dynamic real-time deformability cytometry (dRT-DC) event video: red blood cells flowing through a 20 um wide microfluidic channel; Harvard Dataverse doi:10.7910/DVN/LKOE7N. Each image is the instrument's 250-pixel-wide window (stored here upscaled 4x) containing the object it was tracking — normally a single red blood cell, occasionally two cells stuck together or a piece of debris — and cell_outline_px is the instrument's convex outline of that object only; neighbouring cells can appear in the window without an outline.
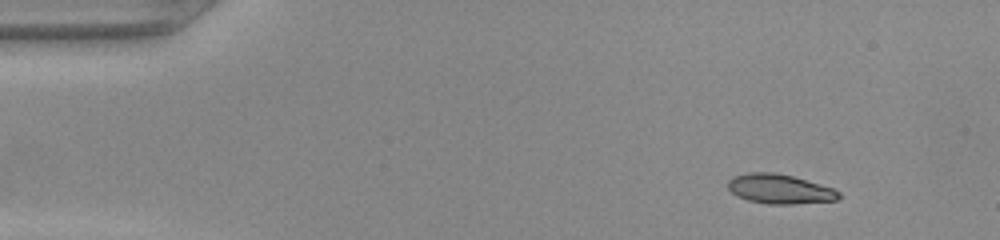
{"species": "common noctule bat (a hibernating species)", "species_latin": "Nyctalus noctula", "temperature_condition": "warm", "stored_images_in_passage": 45, "camera_frame_rate_fps": 3000, "um_per_image_px": 0.085, "animal": {"sex": "female", "body_mass_g": 22.0, "forearm_length_mm": 56.7}, "frame": {"image": 1, "passage_image": 1, "time_ms": 0.0, "image_size_px": [1000, 240], "cell_outline_px": [[840, 196], [836, 200], [792, 204], [768, 204], [748, 200], [736, 196], [728, 188], [728, 180], [732, 176], [748, 172], [772, 172], [792, 176], [832, 188], [840, 192]], "centroid_in_image_um": [66.22, 16.06], "position_along_channel_um": 18.8, "area_um2": 18.96}}
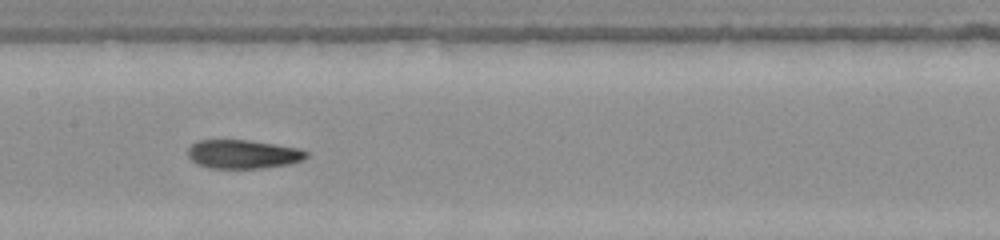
{"frame": {"image": 2, "passage_image": 20, "time_ms": 6.333, "image_size_px": [1000, 240], "cell_outline_px": [[308, 156], [304, 160], [288, 164], [264, 168], [208, 168], [196, 164], [188, 156], [188, 148], [192, 144], [200, 140], [248, 140], [296, 148], [308, 152]], "centroid_in_image_um": [20.64, 13.11], "position_along_channel_um": 186.8, "area_um2": 19.77}}
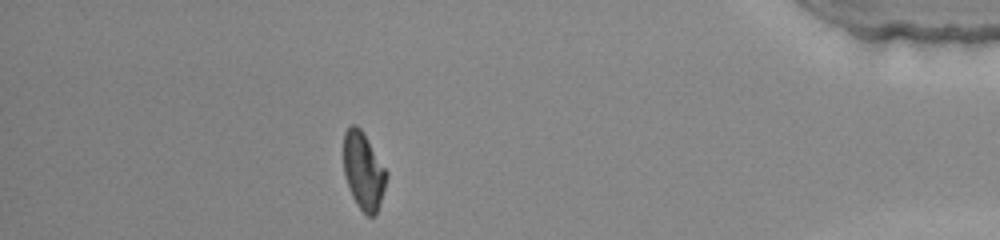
{"frame": {"image": 3, "passage_image": 39, "time_ms": 12.667, "image_size_px": [1000, 240], "cell_outline_px": [[388, 176], [376, 216], [368, 216], [356, 204], [352, 196], [344, 176], [344, 132], [352, 124], [356, 124], [360, 128], [388, 172]], "centroid_in_image_um": [30.9, 14.54], "position_along_channel_um": 404.3, "area_um2": 19.25}}